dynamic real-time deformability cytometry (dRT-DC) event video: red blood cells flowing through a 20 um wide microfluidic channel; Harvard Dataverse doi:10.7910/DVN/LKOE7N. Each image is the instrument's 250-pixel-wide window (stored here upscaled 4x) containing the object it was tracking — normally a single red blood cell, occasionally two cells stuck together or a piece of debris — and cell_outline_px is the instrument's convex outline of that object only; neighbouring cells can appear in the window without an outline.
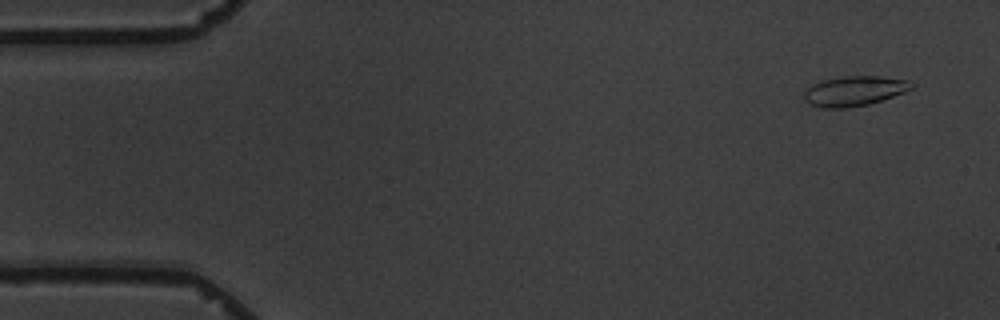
{"species": "common noctule bat (a hibernating species)", "species_latin": "Nyctalus noctula", "temperature_condition": "warm", "stored_images_in_passage": 6, "camera_frame_rate_fps": 3000, "um_per_image_px": 0.085, "animal": {"sex": "male", "body_mass_g": 19.5, "forearm_length_mm": 54.6}, "frame": {"image": 1, "passage_image": 1, "time_ms": 0.0, "image_size_px": [1000, 320], "cell_outline_px": [[916, 88], [868, 104], [844, 108], [824, 108], [812, 104], [804, 100], [804, 88], [820, 80], [844, 76], [880, 76], [908, 80], [916, 84]], "centroid_in_image_um": [72.62, 7.71], "position_along_channel_um": 12.4, "area_um2": 18.84}}
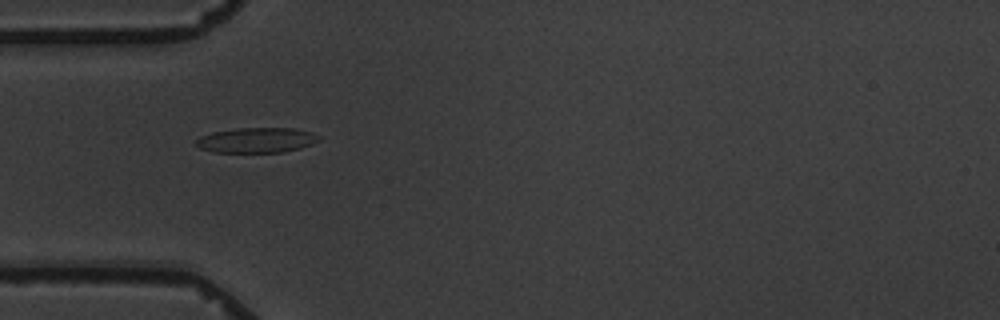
{"frame": {"image": 2, "passage_image": 5, "time_ms": 4.667, "image_size_px": [1000, 320], "cell_outline_px": [[320, 140], [312, 144], [300, 148], [284, 152], [212, 152], [200, 148], [196, 144], [196, 140], [200, 136], [212, 132], [236, 128], [296, 128], [312, 132], [320, 136]], "centroid_in_image_um": [21.83, 11.91], "position_along_channel_um": 63.2, "area_um2": 18.09}}
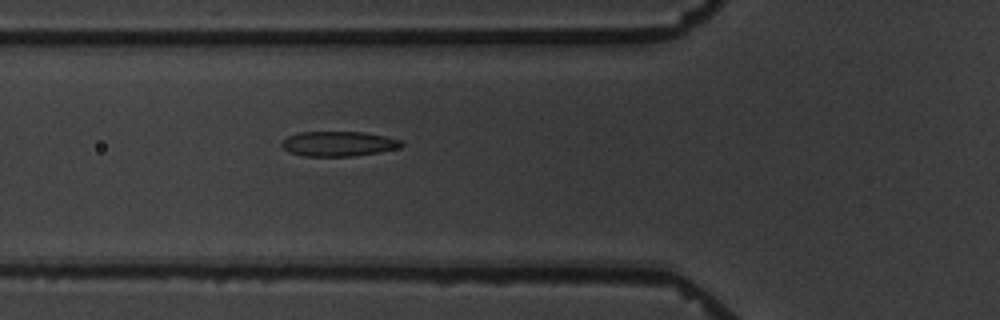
{"frame": {"image": 3, "passage_image": 6, "time_ms": 5.667, "image_size_px": [1000, 320], "cell_outline_px": [[404, 144], [396, 148], [380, 152], [352, 156], [304, 156], [288, 152], [280, 144], [288, 136], [300, 132], [364, 132], [404, 140]], "centroid_in_image_um": [28.78, 12.22], "position_along_channel_um": 97.0, "area_um2": 17.34}}